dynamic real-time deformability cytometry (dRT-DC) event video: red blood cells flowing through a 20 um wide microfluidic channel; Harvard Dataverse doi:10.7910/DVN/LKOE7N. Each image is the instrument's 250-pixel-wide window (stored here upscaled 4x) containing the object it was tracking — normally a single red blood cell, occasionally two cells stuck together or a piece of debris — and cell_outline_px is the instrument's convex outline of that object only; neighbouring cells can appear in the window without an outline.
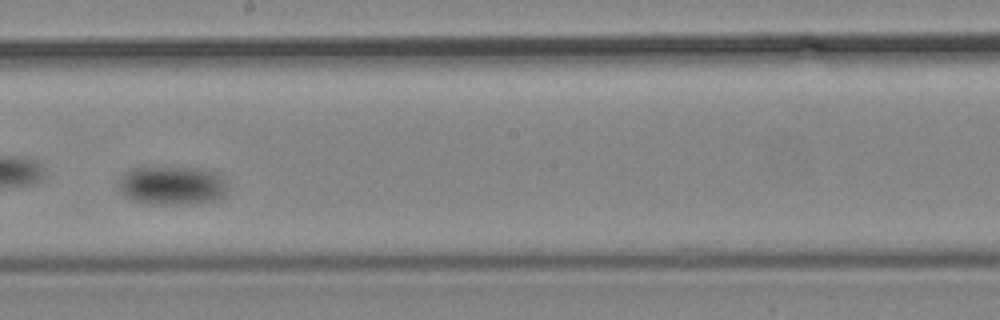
{"species": "common noctule bat (a hibernating species)", "species_latin": "Nyctalus noctula", "temperature_condition": "cold", "stored_images_in_passage": 10, "camera_frame_rate_fps": 3000, "um_per_image_px": 0.085, "animal": {"sex": "male", "body_mass_g": 19.2, "forearm_length_mm": 51.8}, "frame": {"image": 1, "passage_image": 9, "time_ms": 9.333, "image_size_px": [1000, 320], "cell_outline_px": [[228, 188], [224, 196], [216, 200], [184, 204], [148, 204], [132, 200], [124, 196], [120, 192], [116, 184], [116, 180], [124, 172], [132, 168], [200, 168], [220, 172]], "centroid_in_image_um": [14.6, 15.76], "position_along_channel_um": 233.6, "area_um2": 25.09}}